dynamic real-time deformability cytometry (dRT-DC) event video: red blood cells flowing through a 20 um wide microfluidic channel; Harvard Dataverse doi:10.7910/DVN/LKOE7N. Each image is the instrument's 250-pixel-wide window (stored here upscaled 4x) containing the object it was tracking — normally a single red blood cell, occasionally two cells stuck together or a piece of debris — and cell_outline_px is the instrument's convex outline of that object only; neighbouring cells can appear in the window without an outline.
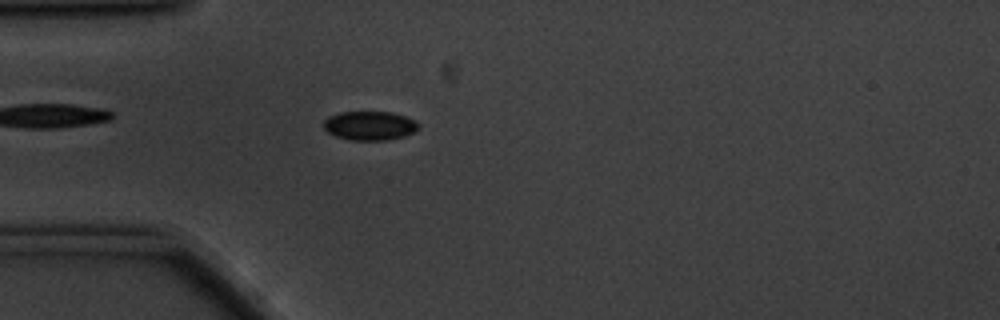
{"species": "common noctule bat (a hibernating species)", "species_latin": "Nyctalus noctula", "temperature_condition": "cold", "stored_images_in_passage": 53, "camera_frame_rate_fps": 3000, "um_per_image_px": 0.085, "animal": {"sex": "male", "body_mass_g": 20.1, "forearm_length_mm": 53.5}, "frame": {"image": 1, "passage_image": 11, "time_ms": 3.333, "image_size_px": [1000, 320], "cell_outline_px": [[420, 124], [412, 132], [404, 136], [388, 140], [348, 140], [336, 136], [328, 132], [324, 128], [324, 120], [328, 116], [340, 112], [392, 112], [404, 116]], "centroid_in_image_um": [31.38, 10.68], "position_along_channel_um": 53.6, "area_um2": 15.9}}
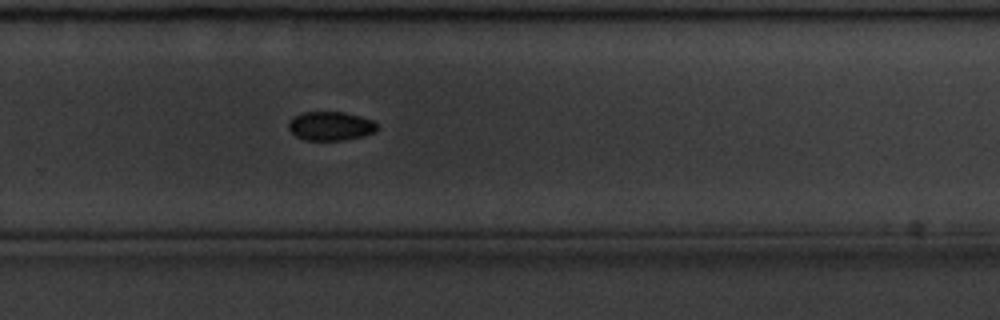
{"frame": {"image": 2, "passage_image": 33, "time_ms": 10.667, "image_size_px": [1000, 320], "cell_outline_px": [[376, 132], [364, 136], [344, 140], [304, 140], [296, 136], [288, 128], [288, 124], [292, 116], [300, 112], [344, 112], [376, 120]], "centroid_in_image_um": [28.1, 10.7], "position_along_channel_um": 301.7, "area_um2": 15.14}}
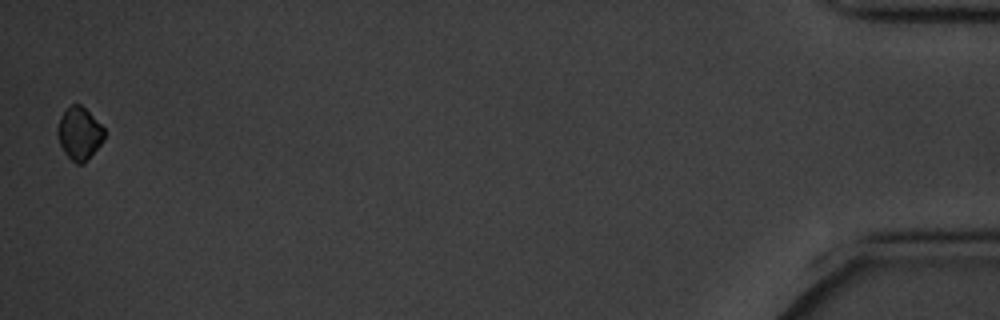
{"frame": {"image": 3, "passage_image": 52, "time_ms": 17.0, "image_size_px": [1000, 320], "cell_outline_px": [[104, 140], [88, 160], [84, 164], [76, 164], [64, 152], [56, 136], [56, 128], [60, 116], [72, 104], [80, 104], [104, 128]], "centroid_in_image_um": [6.72, 11.37], "position_along_channel_um": 428.5, "area_um2": 14.33}}